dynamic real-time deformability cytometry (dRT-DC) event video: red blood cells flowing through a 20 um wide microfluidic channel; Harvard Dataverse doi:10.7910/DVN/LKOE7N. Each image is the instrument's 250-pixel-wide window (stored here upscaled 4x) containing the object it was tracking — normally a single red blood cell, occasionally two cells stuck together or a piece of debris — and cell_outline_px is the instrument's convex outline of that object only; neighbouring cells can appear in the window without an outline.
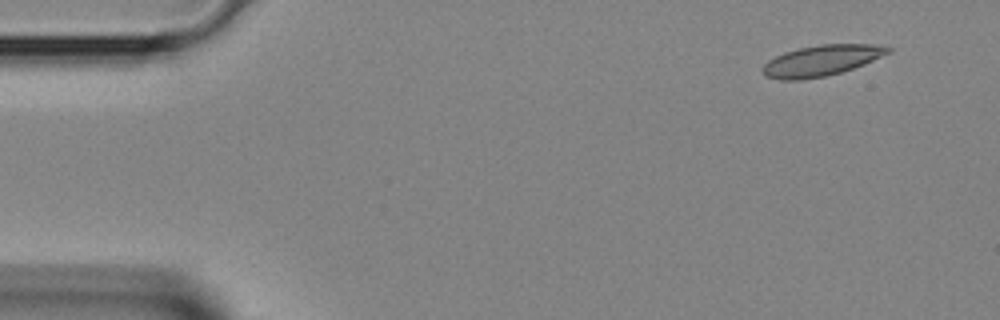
{"species": "Egyptian fruit bat (a non-hibernating species)", "species_latin": "Rousettus aegyptiacus", "temperature_condition": "room temperature", "stored_images_in_passage": 3, "camera_frame_rate_fps": 3000, "um_per_image_px": 0.085, "animal": {"sex": "female"}, "frame": {"image": 1, "passage_image": 1, "time_ms": 0.0, "image_size_px": [1000, 320], "cell_outline_px": [[892, 52], [864, 64], [840, 72], [824, 76], [800, 80], [780, 80], [764, 76], [764, 64], [768, 60], [784, 52], [800, 48], [820, 44], [872, 44], [892, 48]], "centroid_in_image_um": [69.82, 5.14], "position_along_channel_um": 15.2, "area_um2": 22.31}}
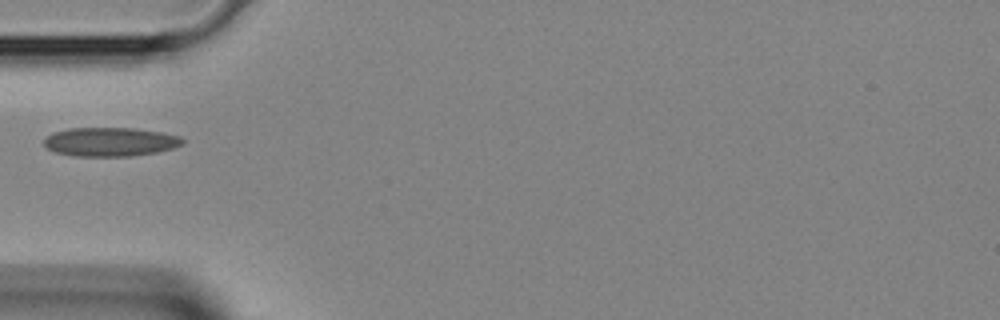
{"frame": {"image": 2, "passage_image": 3, "time_ms": 0.667, "image_size_px": [1000, 320], "cell_outline_px": [[184, 144], [172, 148], [156, 152], [132, 156], [76, 156], [56, 152], [48, 148], [44, 144], [44, 140], [52, 132], [68, 128], [132, 128], [160, 132], [180, 136], [184, 140]], "centroid_in_image_um": [9.37, 12.05], "position_along_channel_um": 75.6, "area_um2": 23.24}}